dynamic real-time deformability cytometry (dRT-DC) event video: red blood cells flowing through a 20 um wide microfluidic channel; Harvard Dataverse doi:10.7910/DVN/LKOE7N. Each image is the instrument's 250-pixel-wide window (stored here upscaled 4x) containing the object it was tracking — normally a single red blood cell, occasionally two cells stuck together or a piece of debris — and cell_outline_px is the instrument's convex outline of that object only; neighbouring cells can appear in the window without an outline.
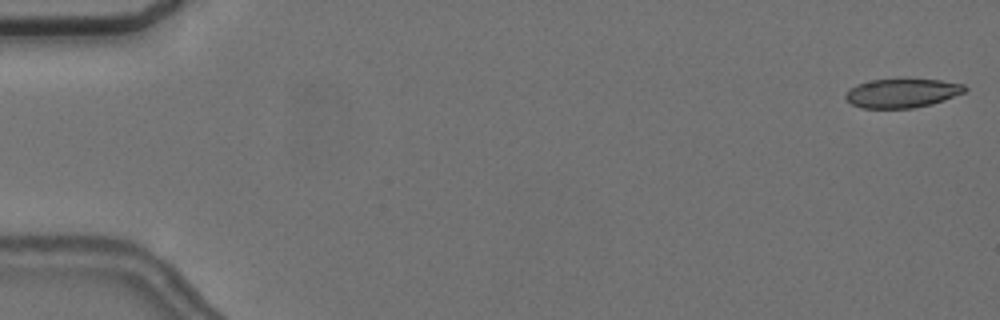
{"species": "common noctule bat (a hibernating species)", "species_latin": "Nyctalus noctula", "temperature_condition": "cold", "stored_images_in_passage": 56, "camera_frame_rate_fps": 3000, "um_per_image_px": 0.085, "animal": {"sex": "female", "body_mass_g": 24.6, "forearm_length_mm": 56.2}, "frame": {"image": 1, "passage_image": 1, "time_ms": 0.0, "image_size_px": [1000, 320], "cell_outline_px": [[968, 88], [964, 92], [944, 100], [932, 104], [912, 108], [864, 108], [852, 104], [844, 96], [856, 84], [872, 80], [904, 76], [940, 80], [964, 84]], "centroid_in_image_um": [76.72, 7.86], "position_along_channel_um": 8.3, "area_um2": 20.75}}
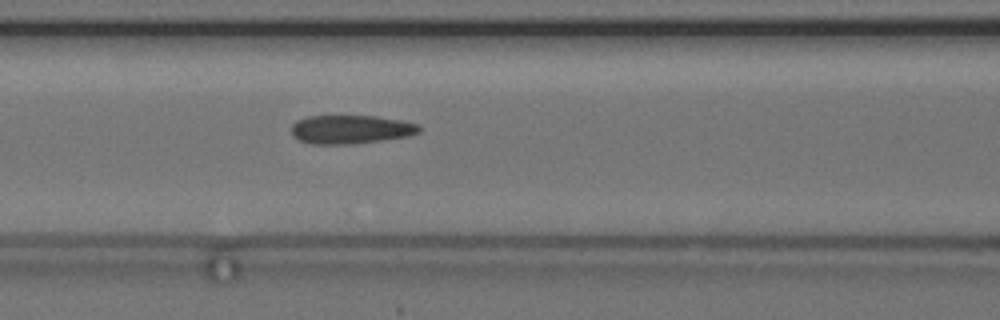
{"frame": {"image": 2, "passage_image": 24, "time_ms": 7.667, "image_size_px": [1000, 320], "cell_outline_px": [[420, 132], [408, 136], [352, 144], [312, 144], [300, 140], [292, 136], [292, 124], [296, 120], [308, 116], [376, 116], [400, 120], [420, 124]], "centroid_in_image_um": [29.8, 10.99], "position_along_channel_um": 136.8, "area_um2": 21.33}}
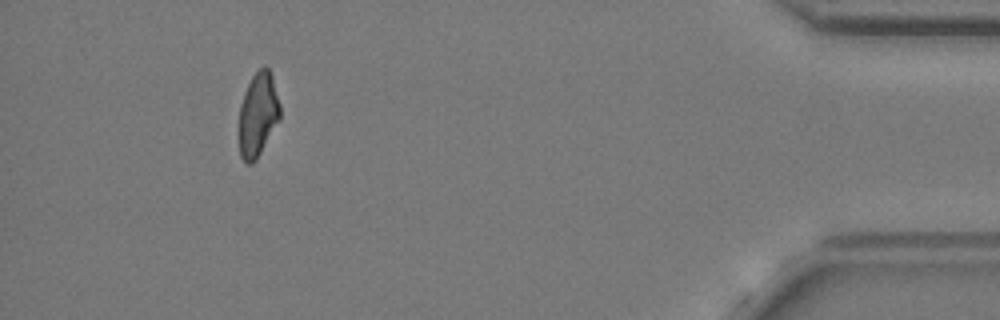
{"frame": {"image": 3, "passage_image": 52, "time_ms": 17.0, "image_size_px": [1000, 320], "cell_outline_px": [[280, 120], [256, 160], [252, 164], [248, 164], [240, 156], [236, 132], [240, 104], [244, 92], [252, 76], [264, 64], [268, 68], [272, 76], [280, 104]], "centroid_in_image_um": [21.89, 9.78], "position_along_channel_um": 413.3, "area_um2": 20.75}, "authors_computed_cell_mechanics": {"area_um2": 21.386, "velocity_mm_per_s": 3.6265, "shape_relaxation_time_tau1_ms": null, "shape_relaxation_time_tau2_ms": 3.5473, "deformation_change_tau1": null, "deformation_change_tau2": 0.1076}}